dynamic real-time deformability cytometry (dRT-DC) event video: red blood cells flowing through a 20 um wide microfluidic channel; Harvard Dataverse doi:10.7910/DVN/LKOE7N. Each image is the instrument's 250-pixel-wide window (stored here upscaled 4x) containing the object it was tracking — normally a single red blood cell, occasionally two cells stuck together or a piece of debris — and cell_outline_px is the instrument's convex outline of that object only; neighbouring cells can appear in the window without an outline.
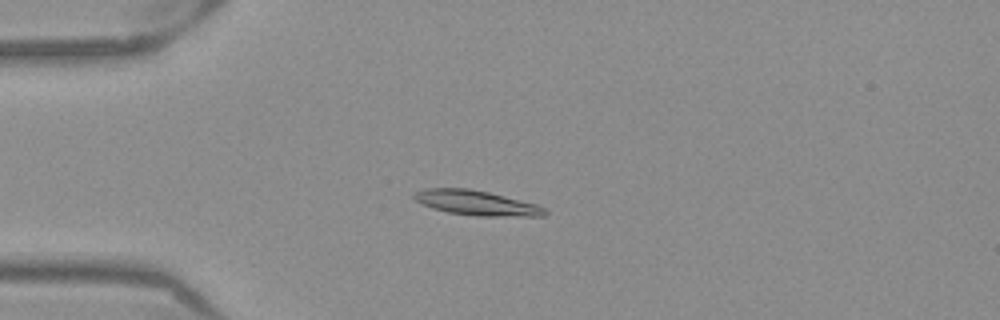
{"species": "Egyptian fruit bat (a non-hibernating species)", "species_latin": "Rousettus aegyptiacus", "temperature_condition": "warm", "stored_images_in_passage": 52, "camera_frame_rate_fps": 3000, "um_per_image_px": 0.085, "frame": {"image": 1, "passage_image": 13, "time_ms": 4.0, "image_size_px": [1000, 320], "cell_outline_px": [[548, 212], [544, 216], [476, 216], [448, 212], [432, 208], [420, 204], [412, 196], [412, 192], [424, 188], [468, 188], [488, 192], [536, 204], [544, 208]], "centroid_in_image_um": [40.44, 17.24], "position_along_channel_um": 44.6, "area_um2": 18.96}}
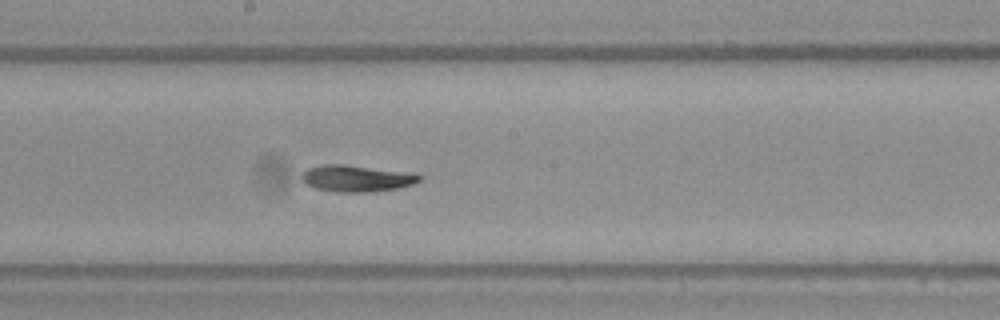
{"frame": {"image": 2, "passage_image": 28, "time_ms": 9.0, "image_size_px": [1000, 320], "cell_outline_px": [[424, 176], [420, 180], [412, 184], [396, 188], [368, 192], [340, 192], [316, 188], [308, 184], [300, 176], [308, 168], [324, 164], [344, 164], [416, 172]], "centroid_in_image_um": [30.39, 15.14], "position_along_channel_um": 217.8, "area_um2": 18.26}}
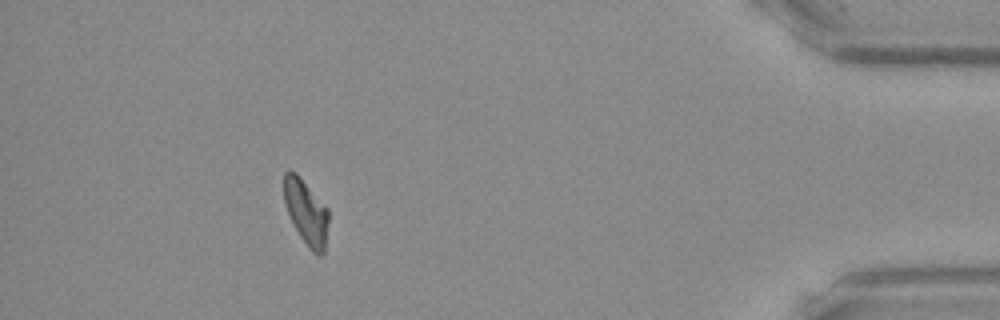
{"frame": {"image": 3, "passage_image": 47, "time_ms": 15.333, "image_size_px": [1000, 320], "cell_outline_px": [[328, 224], [324, 252], [320, 256], [312, 252], [308, 248], [300, 236], [288, 212], [284, 200], [284, 172], [296, 172], [328, 208]], "centroid_in_image_um": [26.04, 18.05], "position_along_channel_um": 409.2, "area_um2": 16.65}, "authors_computed_cell_mechanics": {"area_um2": 17.918, "velocity_mm_per_s": 3.8844, "shape_relaxation_time_tau1_ms": 6.8214, "shape_relaxation_time_tau2_ms": null, "deformation_change_tau1": 0.2038, "deformation_change_tau2": null}}